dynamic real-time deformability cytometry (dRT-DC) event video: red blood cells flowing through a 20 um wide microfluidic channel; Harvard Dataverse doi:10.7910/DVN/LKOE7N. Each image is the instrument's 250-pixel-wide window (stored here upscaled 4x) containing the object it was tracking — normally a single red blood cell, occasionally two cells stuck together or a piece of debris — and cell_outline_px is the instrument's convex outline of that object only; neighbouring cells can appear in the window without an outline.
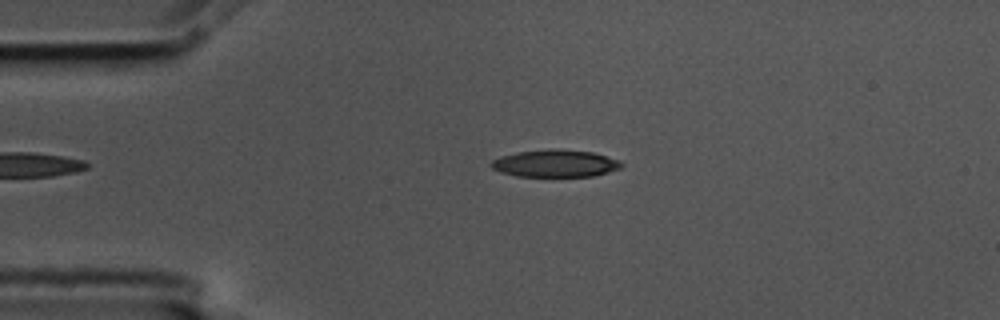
{"species": "common noctule bat (a hibernating species)", "species_latin": "Nyctalus noctula", "temperature_condition": "cold", "stored_images_in_passage": 2, "camera_frame_rate_fps": 3000, "um_per_image_px": 0.085, "animal": {"sex": "male", "body_mass_g": 17.5, "forearm_length_mm": 52.3}, "frame": {"image": 1, "passage_image": 2, "time_ms": 0.333, "image_size_px": [1000, 320], "cell_outline_px": [[624, 164], [620, 168], [608, 172], [592, 176], [516, 176], [500, 172], [492, 168], [492, 160], [500, 156], [516, 152], [552, 148], [556, 148], [592, 152], [620, 160]], "centroid_in_image_um": [47.2, 13.88], "position_along_channel_um": 37.8, "area_um2": 20.75}}